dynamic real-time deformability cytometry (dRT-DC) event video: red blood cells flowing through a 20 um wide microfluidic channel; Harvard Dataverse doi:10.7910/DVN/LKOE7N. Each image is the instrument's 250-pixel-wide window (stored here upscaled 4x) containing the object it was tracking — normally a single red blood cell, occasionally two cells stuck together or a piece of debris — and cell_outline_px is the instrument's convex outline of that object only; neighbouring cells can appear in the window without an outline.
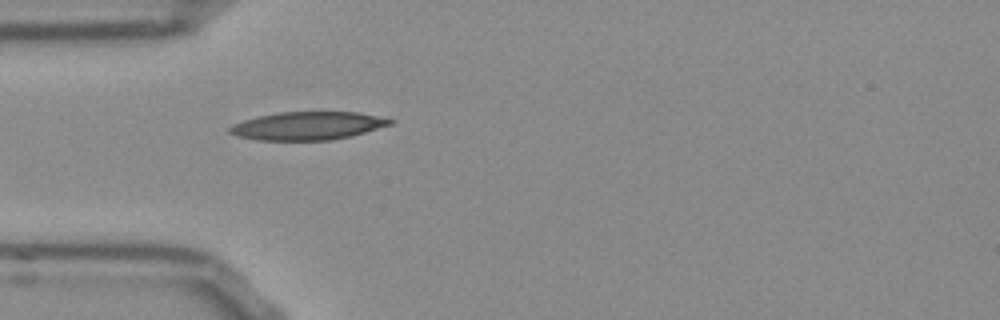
{"species": "Egyptian fruit bat (a non-hibernating species)", "species_latin": "Rousettus aegyptiacus", "temperature_condition": "room temperature", "stored_images_in_passage": 34, "camera_frame_rate_fps": 3000, "um_per_image_px": 0.085, "frame": {"image": 1, "passage_image": 1, "time_ms": 0.0, "image_size_px": [1000, 320], "cell_outline_px": [[396, 120], [392, 124], [352, 136], [332, 140], [256, 140], [236, 136], [228, 132], [228, 128], [232, 124], [244, 120], [260, 116], [280, 112], [360, 112]], "centroid_in_image_um": [26.16, 10.7], "position_along_channel_um": 58.8, "area_um2": 26.36}}
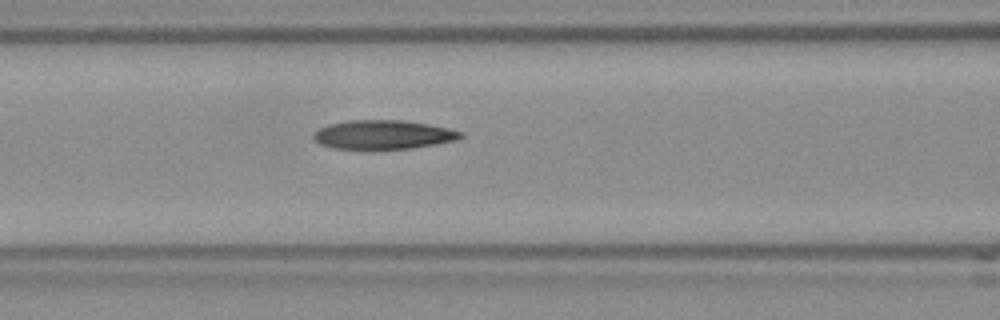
{"frame": {"image": 2, "passage_image": 7, "time_ms": 2.0, "image_size_px": [1000, 320], "cell_outline_px": [[464, 136], [456, 140], [436, 144], [412, 148], [332, 148], [320, 144], [312, 136], [312, 132], [328, 124], [348, 120], [400, 120], [428, 124], [448, 128], [464, 132]], "centroid_in_image_um": [32.57, 11.43], "position_along_channel_um": 134.0, "area_um2": 24.68}}
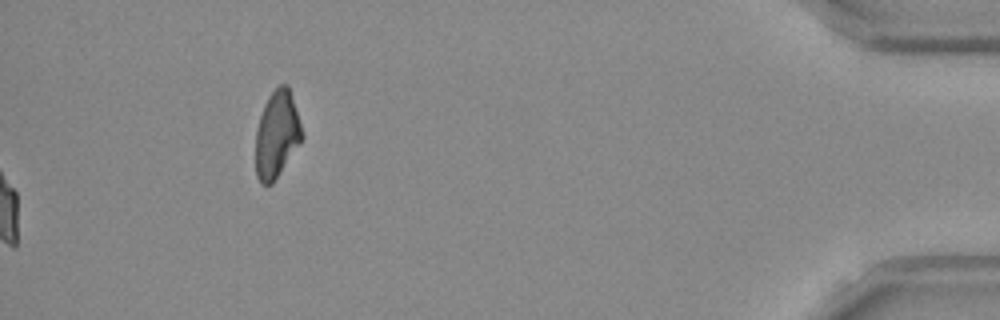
{"frame": {"image": 3, "passage_image": 34, "time_ms": 11.0, "image_size_px": [1000, 320], "cell_outline_px": [[304, 136], [300, 144], [272, 184], [260, 184], [256, 176], [256, 128], [264, 104], [268, 96], [280, 84], [288, 84], [304, 132]], "centroid_in_image_um": [23.54, 11.43], "position_along_channel_um": 411.7, "area_um2": 23.64}, "authors_computed_cell_mechanics": {"area_um2": 24.7095, "velocity_mm_per_s": 3.8163, "shape_relaxation_time_tau1_ms": null, "shape_relaxation_time_tau2_ms": 6.5712, "deformation_change_tau1": null, "deformation_change_tau2": 0.168}}